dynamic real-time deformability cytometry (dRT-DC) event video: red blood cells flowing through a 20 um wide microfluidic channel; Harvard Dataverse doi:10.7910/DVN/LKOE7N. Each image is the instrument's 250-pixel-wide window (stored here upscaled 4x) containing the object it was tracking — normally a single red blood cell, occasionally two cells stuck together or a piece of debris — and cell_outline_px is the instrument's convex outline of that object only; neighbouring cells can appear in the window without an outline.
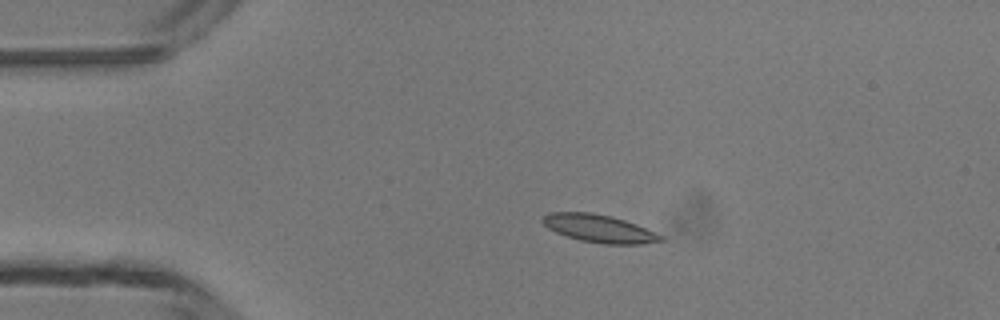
{"species": "common noctule bat (a hibernating species)", "species_latin": "Nyctalus noctula", "temperature_condition": "room temperature", "stored_images_in_passage": 2, "camera_frame_rate_fps": 3000, "um_per_image_px": 0.085, "animal": {"sex": "male", "body_mass_g": 13.3}, "frame": {"image": 1, "passage_image": 1, "time_ms": 0.0, "image_size_px": [1000, 320], "cell_outline_px": [[664, 240], [644, 244], [604, 244], [580, 240], [556, 232], [548, 228], [540, 220], [544, 216], [552, 212], [592, 212], [612, 216], [636, 224], [664, 236]], "centroid_in_image_um": [50.94, 19.42], "position_along_channel_um": 34.1, "area_um2": 19.07}}